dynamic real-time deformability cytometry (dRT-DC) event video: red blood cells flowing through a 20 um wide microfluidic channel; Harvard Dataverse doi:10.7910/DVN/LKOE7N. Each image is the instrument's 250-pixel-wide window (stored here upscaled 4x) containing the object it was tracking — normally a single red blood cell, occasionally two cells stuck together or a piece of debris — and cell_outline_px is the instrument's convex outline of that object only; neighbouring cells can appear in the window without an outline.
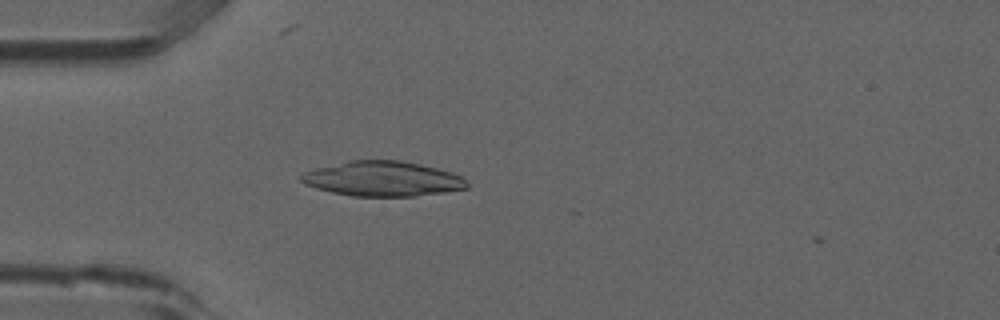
{"species": "common noctule bat (a hibernating species)", "species_latin": "Nyctalus noctula", "temperature_condition": "room temperature", "stored_images_in_passage": 9, "camera_frame_rate_fps": 3000, "um_per_image_px": 0.085, "animal": {"sex": "male", "forearm_length_mm": 52.5}, "frame": {"image": 1, "passage_image": 7, "time_ms": 2.0, "image_size_px": [1000, 320], "cell_outline_px": [[468, 188], [444, 192], [416, 196], [352, 196], [332, 192], [316, 188], [304, 184], [300, 180], [300, 176], [304, 172], [316, 168], [348, 160], [400, 160], [420, 164], [452, 172], [468, 180]], "centroid_in_image_um": [32.53, 15.19], "position_along_channel_um": 52.5, "area_um2": 33.81}}